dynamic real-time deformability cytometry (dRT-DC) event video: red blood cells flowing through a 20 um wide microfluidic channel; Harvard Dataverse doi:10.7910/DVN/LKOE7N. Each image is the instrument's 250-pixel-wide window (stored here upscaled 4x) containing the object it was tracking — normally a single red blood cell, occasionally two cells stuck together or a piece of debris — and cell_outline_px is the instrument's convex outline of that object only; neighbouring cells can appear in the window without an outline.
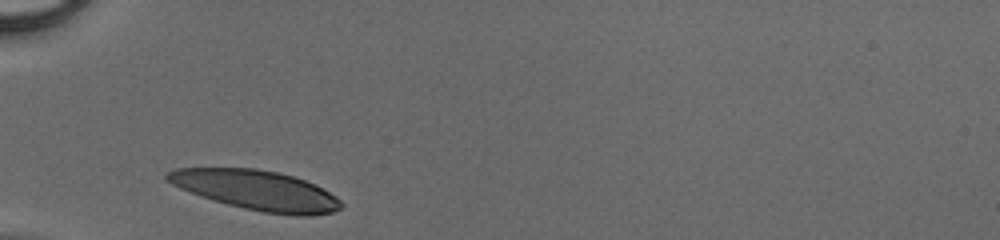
{"species": "human", "species_latin": "Homo sapiens", "temperature_condition": "cold", "stored_images_in_passage": 25, "camera_frame_rate_fps": 3000, "um_per_image_px": 0.085, "donor": {"sex": "male"}, "frame": {"image": 1, "passage_image": 1, "time_ms": 0.0, "image_size_px": [1000, 240], "cell_outline_px": [[344, 204], [340, 208], [332, 212], [312, 216], [292, 216], [264, 212], [244, 208], [228, 204], [180, 188], [172, 184], [164, 176], [168, 172], [176, 168], [256, 168], [276, 172], [292, 176], [304, 180], [336, 196]], "centroid_in_image_um": [21.82, 16.17], "position_along_channel_um": 63.2, "area_um2": 39.71}}
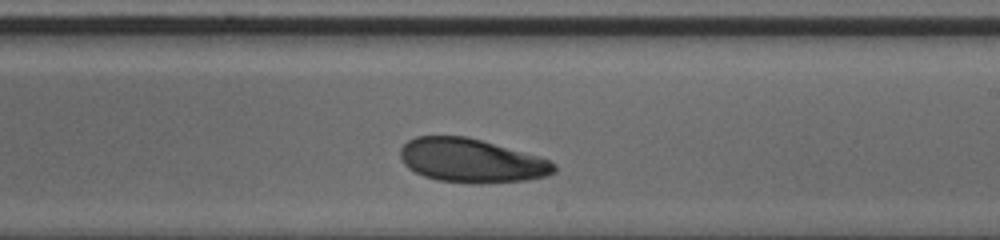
{"frame": {"image": 2, "passage_image": 15, "time_ms": 4.667, "image_size_px": [1000, 240], "cell_outline_px": [[556, 172], [548, 176], [524, 180], [480, 184], [472, 184], [436, 180], [424, 176], [408, 168], [404, 164], [400, 156], [400, 148], [408, 140], [416, 136], [464, 136], [480, 140], [536, 156], [548, 160], [556, 164]], "centroid_in_image_um": [40.04, 13.67], "position_along_channel_um": 249.0, "area_um2": 39.13}}
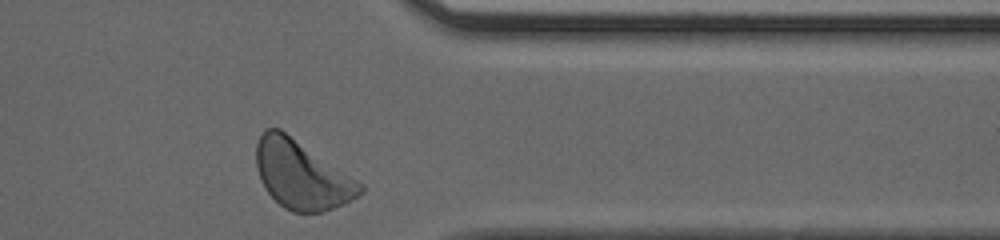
{"frame": {"image": 3, "passage_image": 25, "time_ms": 8.0, "image_size_px": [1000, 240], "cell_outline_px": [[364, 192], [332, 208], [320, 212], [292, 212], [284, 208], [264, 188], [260, 180], [256, 168], [256, 144], [260, 132], [264, 128], [280, 128], [364, 184]], "centroid_in_image_um": [25.6, 14.83], "position_along_channel_um": 385.8, "area_um2": 41.21}}